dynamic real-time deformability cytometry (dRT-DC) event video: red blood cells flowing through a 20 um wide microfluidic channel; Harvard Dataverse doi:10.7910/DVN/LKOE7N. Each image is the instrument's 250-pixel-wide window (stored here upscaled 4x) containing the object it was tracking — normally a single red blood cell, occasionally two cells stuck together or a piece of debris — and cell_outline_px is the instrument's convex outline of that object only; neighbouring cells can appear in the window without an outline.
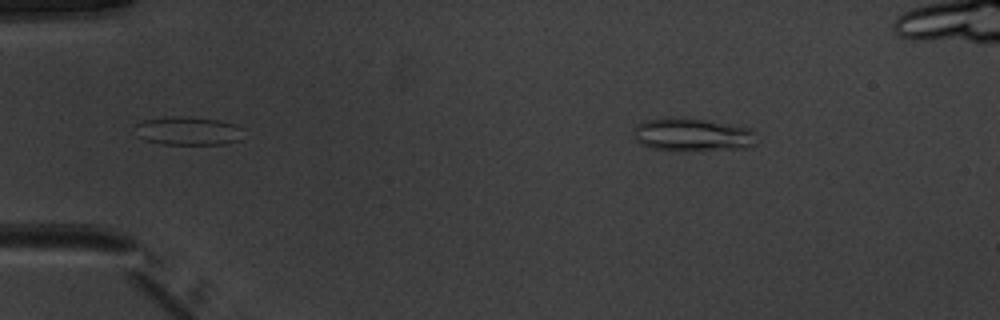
{"species": "common noctule bat (a hibernating species)", "species_latin": "Nyctalus noctula", "temperature_condition": "warm", "stored_images_in_passage": 42, "camera_frame_rate_fps": 3000, "um_per_image_px": 0.085, "animal": {"sex": "male", "body_mass_g": 20.1, "forearm_length_mm": 53.5}, "frame": {"image": 1, "passage_image": 1, "time_ms": 0.0, "image_size_px": [1000, 320], "cell_outline_px": [[756, 144], [748, 148], [652, 148], [640, 144], [636, 140], [636, 124], [648, 120], [672, 116], [684, 116], [752, 128]], "centroid_in_image_um": [58.87, 11.38], "position_along_channel_um": 26.1, "area_um2": 22.89}}
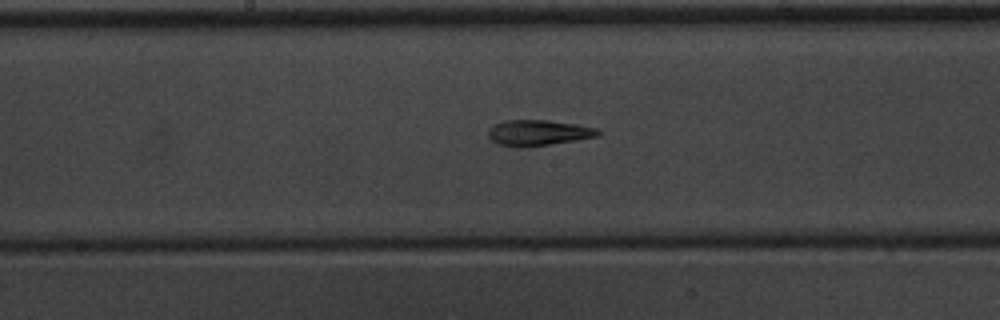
{"frame": {"image": 2, "passage_image": 20, "time_ms": 6.333, "image_size_px": [1000, 320], "cell_outline_px": [[604, 132], [600, 136], [576, 140], [524, 148], [500, 144], [492, 140], [488, 136], [488, 128], [504, 120], [548, 120], [576, 124], [600, 128]], "centroid_in_image_um": [45.83, 11.28], "position_along_channel_um": 202.4, "area_um2": 16.65}}
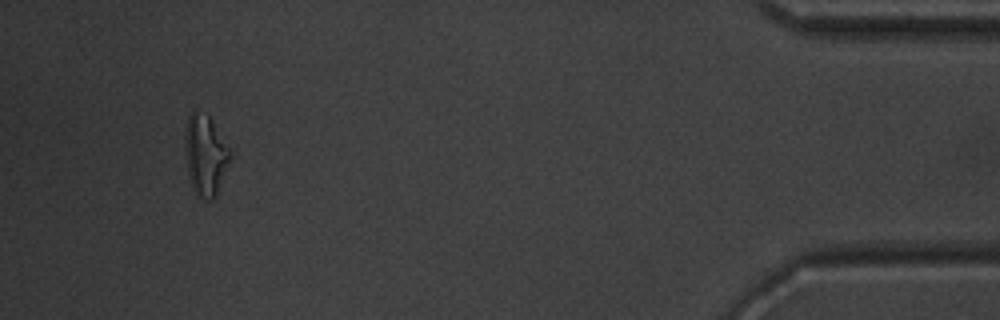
{"frame": {"image": 3, "passage_image": 41, "time_ms": 13.333, "image_size_px": [1000, 320], "cell_outline_px": [[232, 156], [216, 196], [212, 200], [204, 200], [196, 196], [192, 188], [188, 172], [184, 148], [184, 136], [188, 116], [192, 112], [196, 112], [208, 116], [232, 152]], "centroid_in_image_um": [17.45, 13.25], "position_along_channel_um": 417.8, "area_um2": 21.15}}